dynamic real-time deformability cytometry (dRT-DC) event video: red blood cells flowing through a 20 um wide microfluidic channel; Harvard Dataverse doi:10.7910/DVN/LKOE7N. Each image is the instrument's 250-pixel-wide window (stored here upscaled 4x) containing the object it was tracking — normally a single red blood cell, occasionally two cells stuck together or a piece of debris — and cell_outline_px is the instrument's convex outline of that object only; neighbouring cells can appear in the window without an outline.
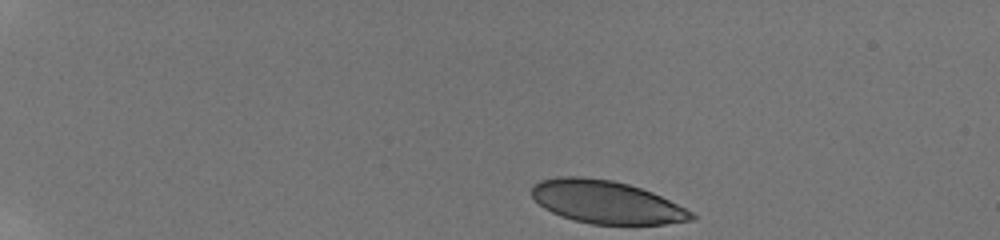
{"species": "human", "species_latin": "Homo sapiens", "temperature_condition": "room temperature", "stored_images_in_passage": 78, "camera_frame_rate_fps": 3000, "um_per_image_px": 0.085, "donor": {"sex": "male"}, "frame": {"image": 1, "passage_image": 1, "time_ms": 0.0, "image_size_px": [1000, 240], "cell_outline_px": [[696, 220], [664, 224], [592, 224], [572, 220], [560, 216], [544, 208], [532, 196], [532, 184], [540, 180], [556, 176], [580, 176], [612, 180], [628, 184], [652, 192], [692, 212], [696, 216]], "centroid_in_image_um": [51.51, 17.17], "position_along_channel_um": 33.5, "area_um2": 39.88}}
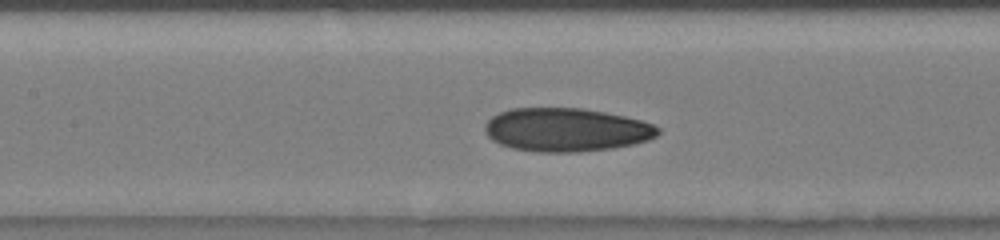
{"frame": {"image": 2, "passage_image": 30, "time_ms": 6.0, "image_size_px": [1000, 240], "cell_outline_px": [[660, 132], [656, 136], [648, 140], [632, 144], [612, 148], [576, 152], [536, 152], [512, 148], [500, 144], [492, 140], [484, 132], [484, 124], [492, 116], [500, 112], [512, 108], [580, 108], [604, 112], [624, 116], [640, 120], [652, 124], [660, 128]], "centroid_in_image_um": [48.1, 11.03], "position_along_channel_um": 159.3, "area_um2": 43.87}}
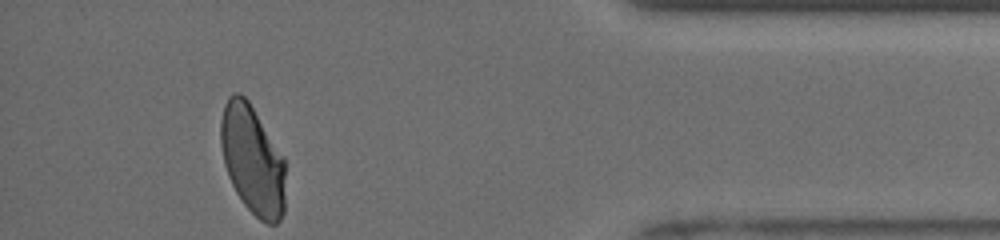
{"frame": {"image": 3, "passage_image": 76, "time_ms": 13.333, "image_size_px": [1000, 240], "cell_outline_px": [[284, 212], [280, 220], [276, 224], [268, 224], [260, 220], [244, 204], [236, 192], [228, 176], [224, 164], [220, 144], [220, 120], [224, 104], [228, 96], [232, 92], [240, 92], [248, 100], [284, 156]], "centroid_in_image_um": [21.44, 13.56], "position_along_channel_um": 413.8, "area_um2": 41.38}, "authors_computed_cell_mechanics": {"area_um2": 42.483, "velocity_mm_per_s": 3.9098, "shape_relaxation_time_tau1_ms": 6.4817, "shape_relaxation_time_tau2_ms": 1.5748, "deformation_change_tau1": 0.1958, "deformation_change_tau2": 0.0689}}